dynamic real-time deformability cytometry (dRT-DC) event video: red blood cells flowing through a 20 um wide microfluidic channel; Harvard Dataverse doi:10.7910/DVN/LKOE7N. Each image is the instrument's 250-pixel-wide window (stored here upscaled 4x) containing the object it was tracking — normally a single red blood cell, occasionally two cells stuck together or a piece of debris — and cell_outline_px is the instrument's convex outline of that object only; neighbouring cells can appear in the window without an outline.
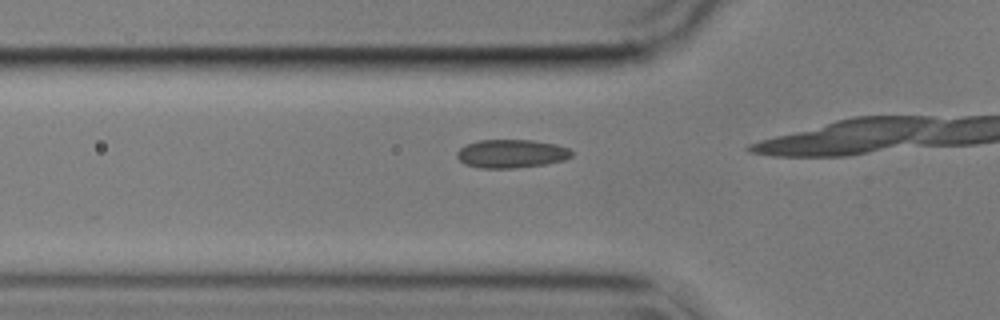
{"species": "common noctule bat (a hibernating species)", "species_latin": "Nyctalus noctula", "temperature_condition": "cold", "stored_images_in_passage": 14, "camera_frame_rate_fps": 3000, "um_per_image_px": 0.085, "animal": {"sex": "male", "body_mass_g": 17.9}, "frame": {"image": 1, "passage_image": 10, "time_ms": 3.0, "image_size_px": [1000, 320], "cell_outline_px": [[572, 156], [564, 160], [544, 164], [516, 168], [480, 168], [464, 164], [456, 156], [456, 152], [460, 148], [468, 144], [480, 140], [532, 140], [556, 144], [568, 148], [572, 152]], "centroid_in_image_um": [43.46, 13.06], "position_along_channel_um": 82.3, "area_um2": 18.96}}